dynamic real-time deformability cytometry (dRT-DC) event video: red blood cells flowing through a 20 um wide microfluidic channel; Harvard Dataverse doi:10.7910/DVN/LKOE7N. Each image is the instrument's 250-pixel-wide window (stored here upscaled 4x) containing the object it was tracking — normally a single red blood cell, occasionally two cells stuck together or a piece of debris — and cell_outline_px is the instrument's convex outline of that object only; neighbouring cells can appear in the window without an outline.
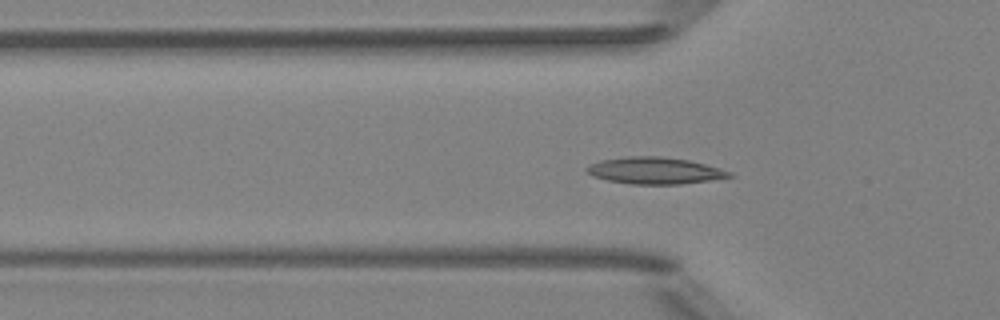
{"species": "Egyptian fruit bat (a non-hibernating species)", "species_latin": "Rousettus aegyptiacus", "temperature_condition": "room temperature", "stored_images_in_passage": 47, "camera_frame_rate_fps": 3000, "um_per_image_px": 0.085, "animal": {"sex": "female"}, "frame": {"image": 1, "passage_image": 11, "time_ms": 3.333, "image_size_px": [1000, 320], "cell_outline_px": [[736, 176], [680, 184], [632, 184], [608, 180], [596, 176], [588, 172], [584, 168], [600, 160], [628, 156], [660, 156], [688, 160], [720, 168], [732, 172]], "centroid_in_image_um": [55.69, 14.5], "position_along_channel_um": 70.1, "area_um2": 21.96}}
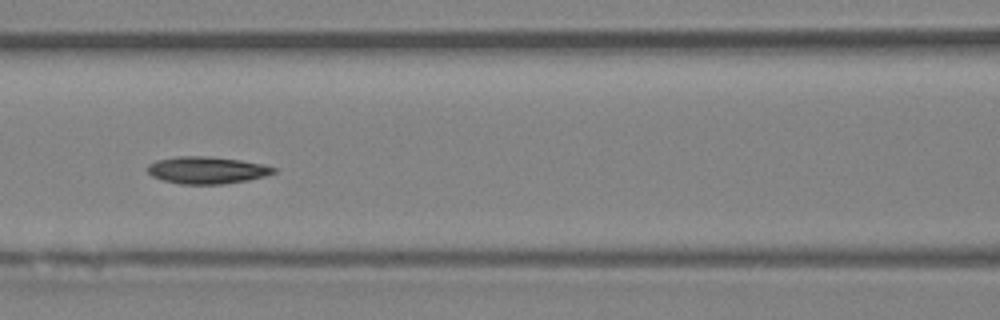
{"frame": {"image": 2, "passage_image": 17, "time_ms": 5.333, "image_size_px": [1000, 320], "cell_outline_px": [[276, 172], [264, 176], [248, 180], [224, 184], [180, 184], [164, 180], [152, 176], [148, 172], [148, 164], [156, 160], [176, 156], [208, 156], [240, 160], [264, 164], [276, 168]], "centroid_in_image_um": [17.59, 14.46], "position_along_channel_um": 149.0, "area_um2": 19.94}}
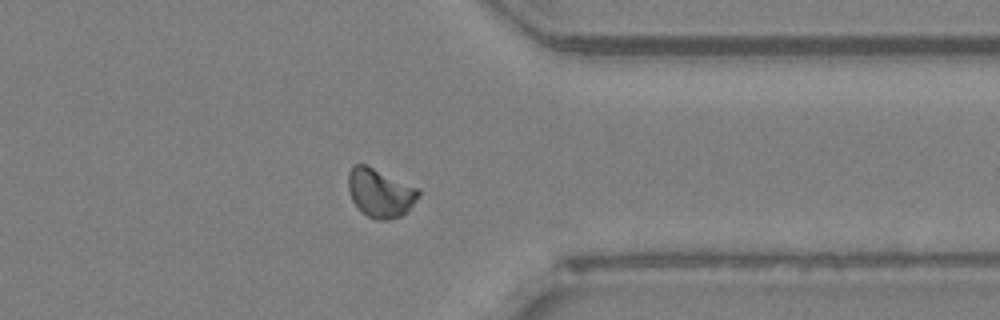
{"frame": {"image": 3, "passage_image": 35, "time_ms": 11.333, "image_size_px": [1000, 320], "cell_outline_px": [[420, 196], [400, 216], [384, 220], [376, 220], [368, 216], [352, 200], [348, 188], [348, 172], [352, 164], [364, 164], [420, 188]], "centroid_in_image_um": [32.31, 16.36], "position_along_channel_um": 379.1, "area_um2": 19.65}, "authors_computed_cell_mechanics": {"area_um2": 19.5942, "velocity_mm_per_s": 3.9502, "shape_relaxation_time_tau1_ms": 4.0687, "shape_relaxation_time_tau2_ms": 5.8472, "deformation_change_tau1": 0.1256, "deformation_change_tau2": 0.0891}}